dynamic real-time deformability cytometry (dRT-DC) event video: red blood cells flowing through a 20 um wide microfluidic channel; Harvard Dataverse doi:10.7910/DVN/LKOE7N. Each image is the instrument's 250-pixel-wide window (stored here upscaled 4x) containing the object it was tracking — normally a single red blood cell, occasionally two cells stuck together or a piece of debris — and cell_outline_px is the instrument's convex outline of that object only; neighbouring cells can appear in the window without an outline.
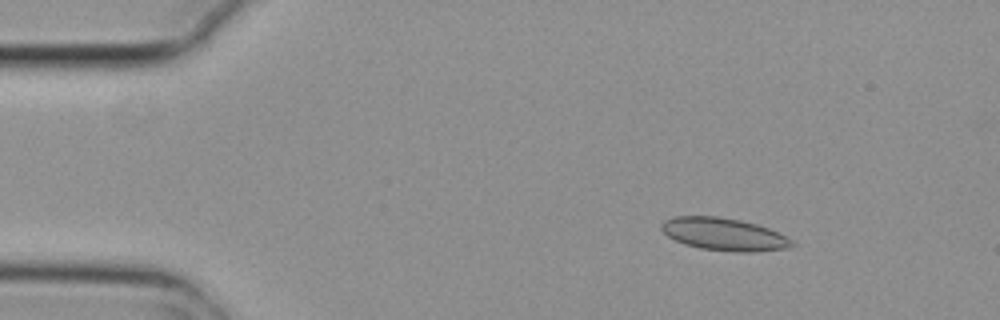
{"species": "common noctule bat (a hibernating species)", "species_latin": "Nyctalus noctula", "temperature_condition": "cold", "stored_images_in_passage": 5, "camera_frame_rate_fps": 3000, "um_per_image_px": 0.085, "animal": {"sex": "female", "body_mass_g": 29.2, "forearm_length_mm": 56.3}, "frame": {"image": 1, "passage_image": 3, "time_ms": 0.667, "image_size_px": [1000, 320], "cell_outline_px": [[796, 244], [788, 248], [756, 252], [736, 252], [700, 248], [684, 244], [668, 236], [660, 228], [660, 224], [664, 220], [676, 216], [716, 216], [740, 220], [756, 224], [768, 228], [792, 240]], "centroid_in_image_um": [61.52, 19.91], "position_along_channel_um": 23.5, "area_um2": 24.68}}